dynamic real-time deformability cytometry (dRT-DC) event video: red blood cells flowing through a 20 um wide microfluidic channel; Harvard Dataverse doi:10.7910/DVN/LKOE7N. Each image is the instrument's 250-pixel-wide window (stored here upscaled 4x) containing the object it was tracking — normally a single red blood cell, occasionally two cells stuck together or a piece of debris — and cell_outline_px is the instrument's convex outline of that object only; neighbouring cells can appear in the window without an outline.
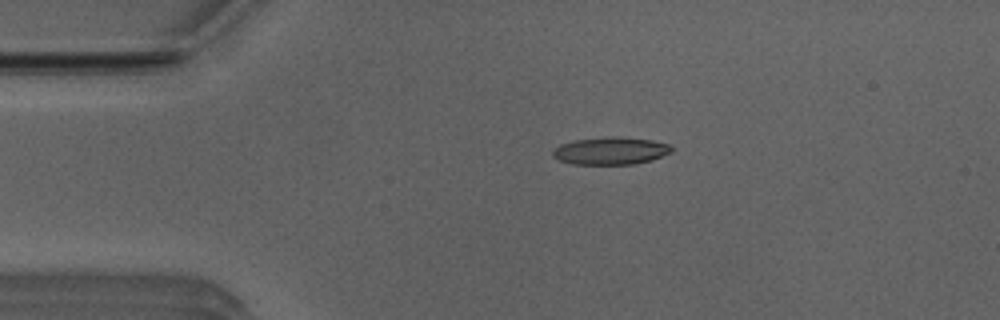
{"species": "Egyptian fruit bat (a non-hibernating species)", "species_latin": "Rousettus aegyptiacus", "temperature_condition": "room temperature", "stored_images_in_passage": 42, "camera_frame_rate_fps": 3000, "um_per_image_px": 0.085, "animal": {"sex": "male"}, "frame": {"image": 1, "passage_image": 1, "time_ms": 0.0, "image_size_px": [1000, 320], "cell_outline_px": [[672, 152], [652, 160], [632, 164], [572, 164], [560, 160], [552, 156], [552, 152], [560, 144], [572, 140], [604, 136], [620, 136], [652, 140], [668, 144], [672, 148]], "centroid_in_image_um": [51.89, 12.8], "position_along_channel_um": 33.1, "area_um2": 19.19}}
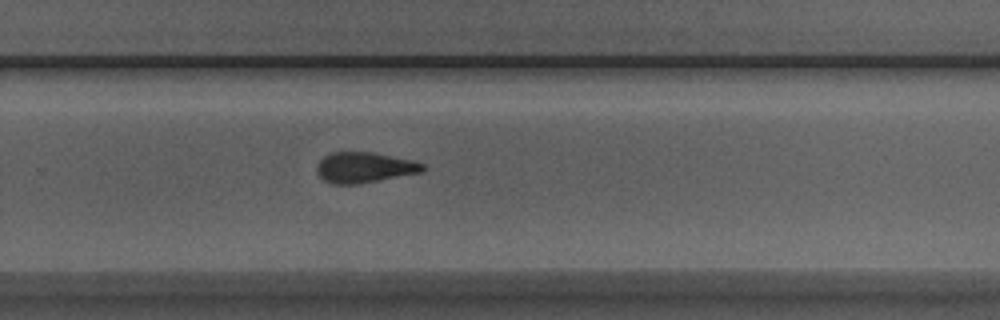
{"frame": {"image": 2, "passage_image": 24, "time_ms": 7.667, "image_size_px": [1000, 320], "cell_outline_px": [[424, 172], [356, 184], [332, 184], [324, 180], [316, 172], [316, 164], [324, 156], [332, 152], [372, 152], [412, 160], [424, 164]], "centroid_in_image_um": [30.95, 14.23], "position_along_channel_um": 298.8, "area_um2": 18.84}}
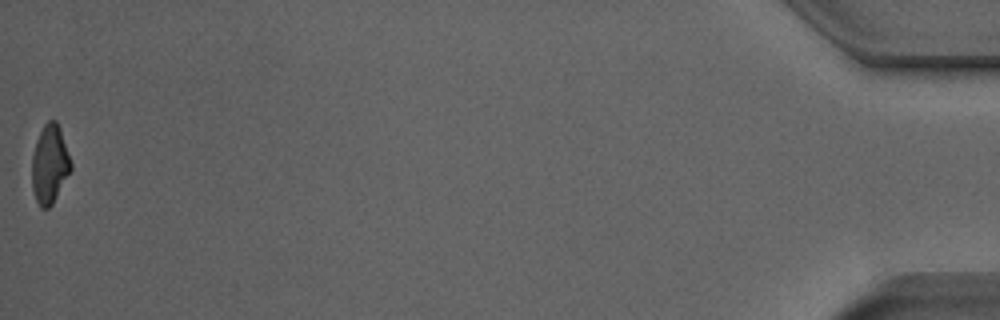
{"frame": {"image": 3, "passage_image": 42, "time_ms": 13.667, "image_size_px": [1000, 320], "cell_outline_px": [[72, 168], [52, 204], [48, 208], [40, 208], [36, 200], [32, 188], [32, 156], [36, 140], [44, 124], [48, 120], [56, 120], [60, 128], [72, 164]], "centroid_in_image_um": [4.22, 13.95], "position_along_channel_um": 431.0, "area_um2": 17.74}, "authors_computed_cell_mechanics": {"area_um2": 18.9006, "velocity_mm_per_s": 3.9783, "shape_relaxation_time_tau1_ms": 6.9849, "shape_relaxation_time_tau2_ms": 2.7752, "deformation_change_tau1": 0.2068, "deformation_change_tau2": 0.1274}}